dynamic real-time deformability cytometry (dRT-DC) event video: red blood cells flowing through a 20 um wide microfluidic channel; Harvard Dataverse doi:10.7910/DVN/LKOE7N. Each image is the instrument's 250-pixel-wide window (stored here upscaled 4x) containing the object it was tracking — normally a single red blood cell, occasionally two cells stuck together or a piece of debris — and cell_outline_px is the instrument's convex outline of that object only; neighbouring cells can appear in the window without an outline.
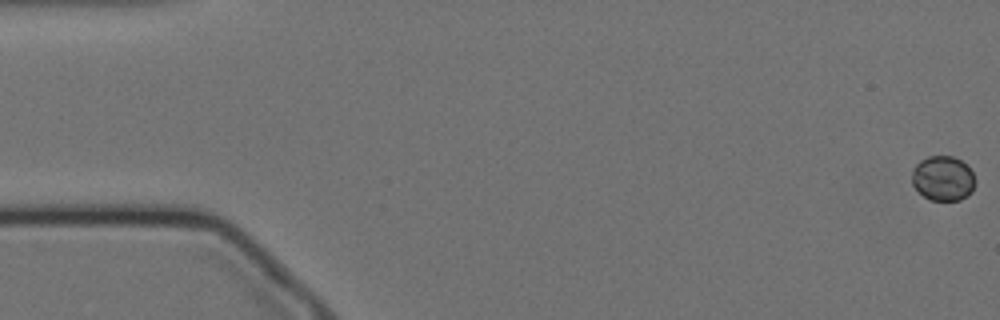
{"species": "Egyptian fruit bat (a non-hibernating species)", "species_latin": "Rousettus aegyptiacus", "temperature_condition": "cold", "stored_images_in_passage": 59, "camera_frame_rate_fps": 3000, "um_per_image_px": 0.085, "animal": {"sex": "female"}, "frame": {"image": 1, "passage_image": 1, "time_ms": 0.0, "image_size_px": [1000, 320], "cell_outline_px": [[976, 180], [972, 192], [960, 200], [932, 200], [924, 196], [912, 184], [912, 168], [920, 160], [928, 156], [952, 156], [960, 160], [972, 172]], "centroid_in_image_um": [80.15, 15.15], "position_along_channel_um": 4.9, "area_um2": 16.47}}
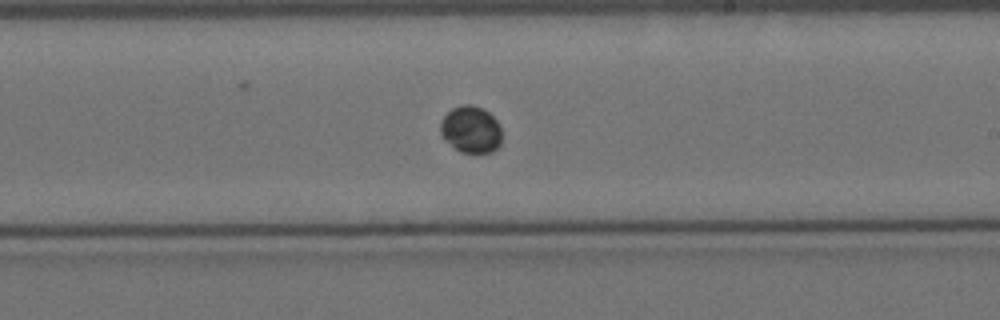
{"frame": {"image": 2, "passage_image": 34, "time_ms": 11.0, "image_size_px": [1000, 320], "cell_outline_px": [[500, 144], [492, 152], [460, 152], [444, 140], [440, 132], [440, 120], [452, 108], [464, 104], [468, 104], [480, 108], [488, 112], [500, 124]], "centroid_in_image_um": [40.0, 11.01], "position_along_channel_um": 249.0, "area_um2": 16.65}}
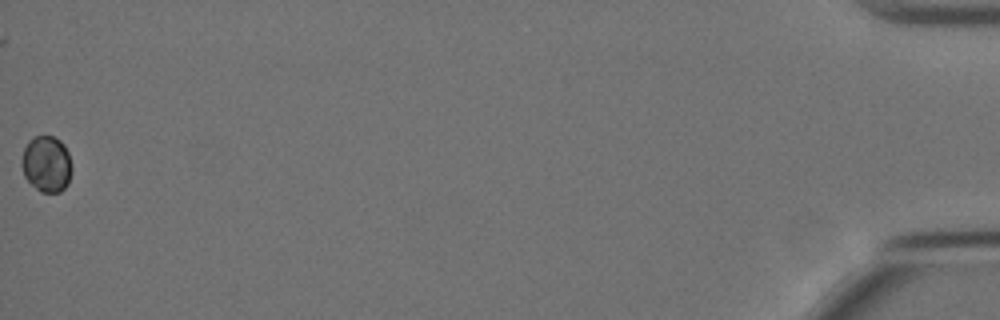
{"frame": {"image": 3, "passage_image": 59, "time_ms": 19.333, "image_size_px": [1000, 320], "cell_outline_px": [[72, 172], [68, 184], [60, 192], [40, 192], [24, 176], [20, 164], [24, 148], [28, 140], [36, 136], [52, 136], [60, 140], [64, 144], [68, 152], [72, 168]], "centroid_in_image_um": [3.96, 13.93], "position_along_channel_um": 431.2, "area_um2": 16.59}}